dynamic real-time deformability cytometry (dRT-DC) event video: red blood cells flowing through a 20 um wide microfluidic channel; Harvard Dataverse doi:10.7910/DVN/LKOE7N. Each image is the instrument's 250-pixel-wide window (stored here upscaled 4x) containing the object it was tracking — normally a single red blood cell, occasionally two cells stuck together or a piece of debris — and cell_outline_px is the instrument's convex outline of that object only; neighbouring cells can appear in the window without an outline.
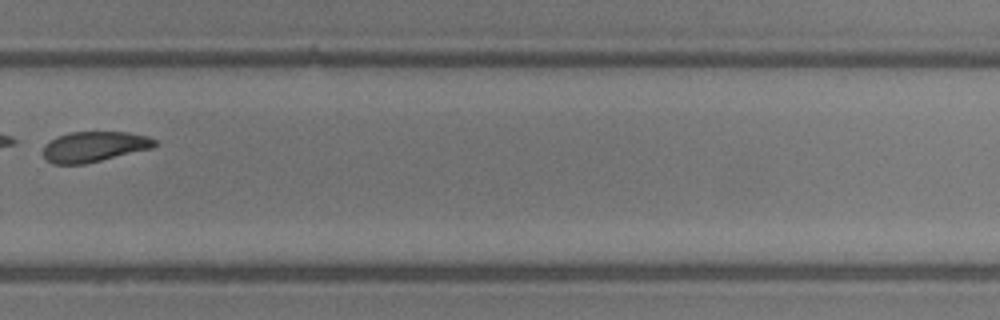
{"species": "common noctule bat (a hibernating species)", "species_latin": "Nyctalus noctula", "temperature_condition": "room temperature", "stored_images_in_passage": 25, "camera_frame_rate_fps": 3000, "um_per_image_px": 0.085, "animal": {"sex": "male", "body_mass_g": 13.3}, "frame": {"image": 1, "passage_image": 18, "time_ms": 5.667, "image_size_px": [1000, 320], "cell_outline_px": [[156, 144], [152, 148], [84, 164], [52, 164], [44, 156], [44, 144], [56, 136], [72, 132], [128, 132], [148, 136], [156, 140]], "centroid_in_image_um": [7.99, 12.46], "position_along_channel_um": 321.8, "area_um2": 19.65}}